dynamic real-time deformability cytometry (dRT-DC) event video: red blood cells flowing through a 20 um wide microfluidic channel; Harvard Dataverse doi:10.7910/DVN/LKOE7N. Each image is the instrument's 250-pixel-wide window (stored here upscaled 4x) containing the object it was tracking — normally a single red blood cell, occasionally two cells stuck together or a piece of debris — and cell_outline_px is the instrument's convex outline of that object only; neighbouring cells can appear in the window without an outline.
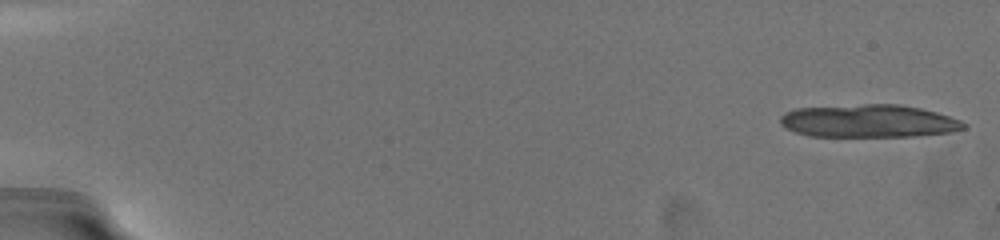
{"species": "common noctule bat (a hibernating species)", "species_latin": "Nyctalus noctula", "temperature_condition": "warm", "stored_images_in_passage": 51, "camera_frame_rate_fps": 3000, "um_per_image_px": 0.085, "animal": {"sex": "female", "body_mass_g": 19.5, "forearm_length_mm": 54.1}, "frame": {"image": 1, "passage_image": 1, "time_ms": 0.0, "image_size_px": [1000, 240], "cell_outline_px": [[968, 128], [948, 132], [912, 136], [808, 136], [796, 132], [780, 124], [780, 116], [784, 112], [796, 108], [864, 104], [900, 104], [920, 108], [936, 112], [960, 120], [968, 124]], "centroid_in_image_um": [73.84, 10.28], "position_along_channel_um": 11.2, "area_um2": 35.08}}
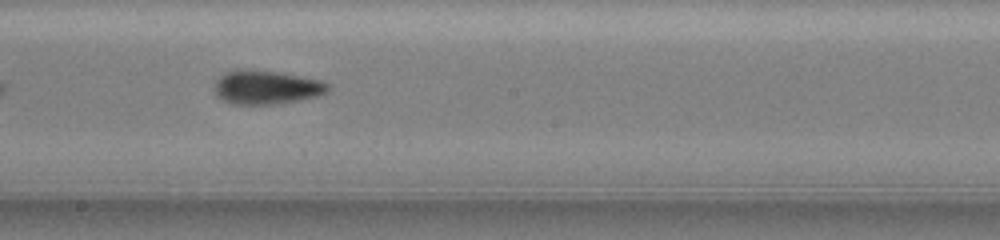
{"frame": {"image": 2, "passage_image": 28, "time_ms": 11.0, "image_size_px": [1000, 240], "cell_outline_px": [[328, 92], [316, 96], [296, 100], [272, 104], [232, 104], [216, 96], [212, 88], [216, 80], [224, 72], [236, 68], [276, 72], [300, 76], [320, 80], [328, 84]], "centroid_in_image_um": [22.56, 7.41], "position_along_channel_um": 225.6, "area_um2": 22.31}}
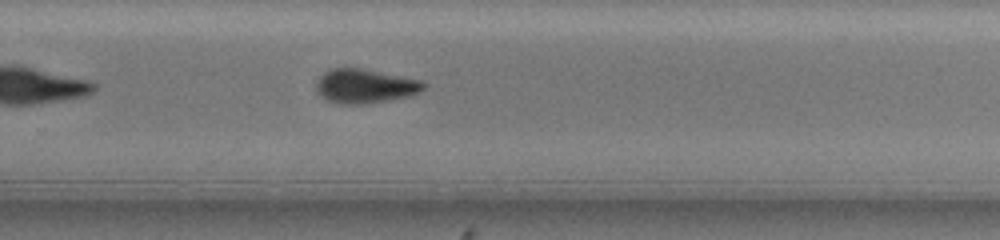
{"frame": {"image": 3, "passage_image": 34, "time_ms": 13.0, "image_size_px": [1000, 240], "cell_outline_px": [[428, 84], [420, 92], [408, 96], [388, 100], [364, 104], [340, 104], [328, 100], [320, 96], [316, 92], [316, 80], [328, 68], [364, 68], [424, 80]], "centroid_in_image_um": [31.03, 7.3], "position_along_channel_um": 298.8, "area_um2": 21.79}}